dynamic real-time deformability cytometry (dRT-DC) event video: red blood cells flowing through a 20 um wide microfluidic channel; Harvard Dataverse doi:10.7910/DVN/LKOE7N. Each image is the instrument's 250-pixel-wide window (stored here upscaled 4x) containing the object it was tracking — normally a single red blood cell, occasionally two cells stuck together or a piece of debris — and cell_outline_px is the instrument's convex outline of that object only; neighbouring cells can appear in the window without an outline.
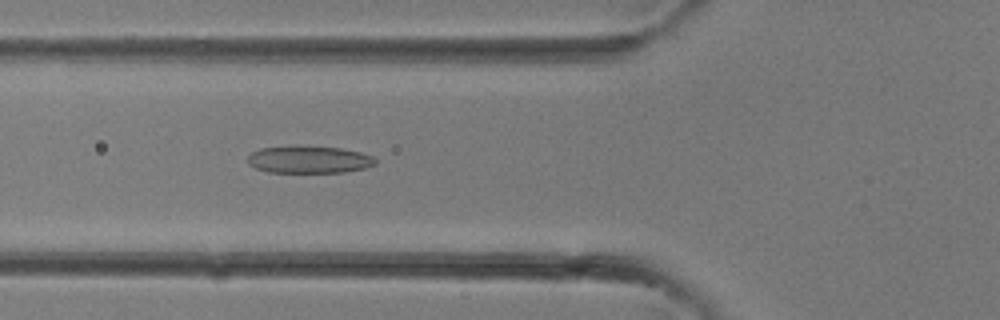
{"species": "common noctule bat (a hibernating species)", "species_latin": "Nyctalus noctula", "temperature_condition": "room temperature", "stored_images_in_passage": 3, "camera_frame_rate_fps": 3000, "um_per_image_px": 0.085, "animal": {"sex": "female"}, "frame": {"image": 1, "passage_image": 3, "time_ms": 0.667, "image_size_px": [1000, 320], "cell_outline_px": [[376, 164], [364, 168], [344, 172], [268, 172], [256, 168], [248, 164], [248, 156], [252, 152], [260, 148], [296, 144], [340, 148], [360, 152], [372, 156], [376, 160]], "centroid_in_image_um": [26.23, 13.54], "position_along_channel_um": 99.6, "area_um2": 20.63}}